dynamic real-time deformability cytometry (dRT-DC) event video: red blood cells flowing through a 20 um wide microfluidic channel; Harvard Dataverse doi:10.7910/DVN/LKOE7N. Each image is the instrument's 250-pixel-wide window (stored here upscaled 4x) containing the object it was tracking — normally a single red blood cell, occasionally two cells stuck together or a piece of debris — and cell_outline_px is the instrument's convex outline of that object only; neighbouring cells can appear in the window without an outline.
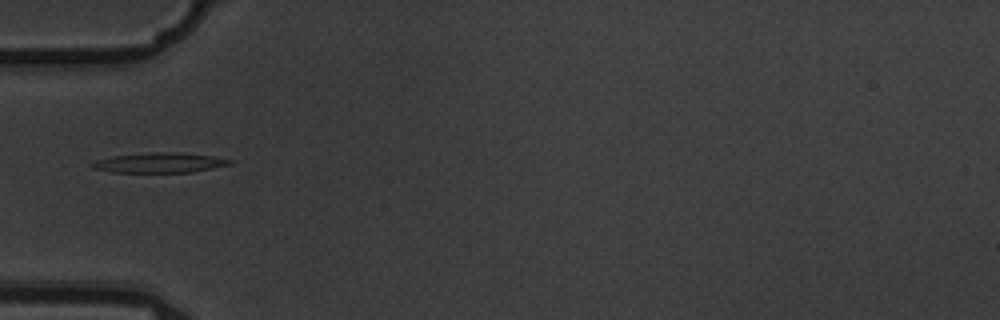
{"species": "common noctule bat (a hibernating species)", "species_latin": "Nyctalus noctula", "temperature_condition": "warm", "stored_images_in_passage": 1, "camera_frame_rate_fps": 3000, "um_per_image_px": 0.085, "animal": {"sex": "male", "body_mass_g": 19.5, "forearm_length_mm": 54.6}, "frame": {"image": 1, "passage_image": 1, "time_ms": 0.0, "image_size_px": [1000, 320], "cell_outline_px": [[236, 160], [232, 164], [192, 172], [112, 172], [92, 168], [88, 164], [96, 160], [112, 156], [152, 152], [180, 152], [212, 156]], "centroid_in_image_um": [13.58, 13.82], "position_along_channel_um": 71.4, "area_um2": 16.13}}